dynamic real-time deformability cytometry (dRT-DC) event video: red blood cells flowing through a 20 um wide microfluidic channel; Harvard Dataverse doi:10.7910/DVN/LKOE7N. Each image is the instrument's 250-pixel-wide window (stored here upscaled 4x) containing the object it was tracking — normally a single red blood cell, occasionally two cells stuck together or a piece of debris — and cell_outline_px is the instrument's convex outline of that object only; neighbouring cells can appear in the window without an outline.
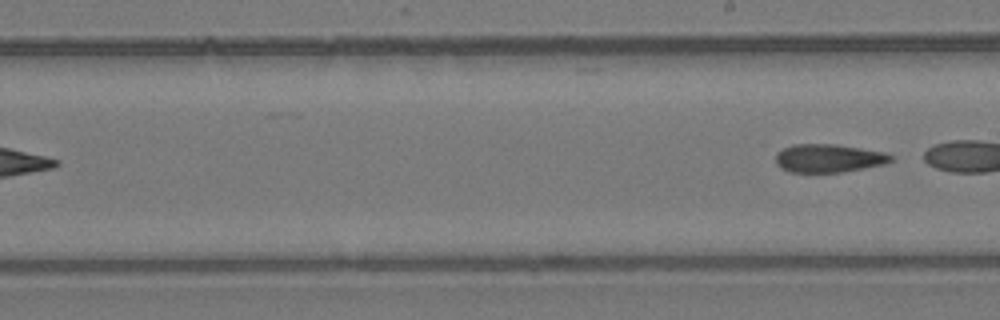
{"species": "common noctule bat (a hibernating species)", "species_latin": "Nyctalus noctula", "temperature_condition": "room temperature", "stored_images_in_passage": 6, "segment_of_instrument_passage": [2, 2], "camera_frame_rate_fps": 3000, "um_per_image_px": 0.085, "animal": {"sex": "female", "body_mass_g": 24.6, "forearm_length_mm": 56.2}, "frame": {"image": 1, "passage_image": 6, "time_ms": 1.667, "image_size_px": [1000, 320], "cell_outline_px": [[892, 160], [884, 164], [864, 168], [840, 172], [788, 172], [780, 168], [776, 164], [776, 152], [784, 148], [796, 144], [832, 144], [884, 152], [892, 156]], "centroid_in_image_um": [70.38, 13.46], "position_along_channel_um": 218.6, "area_um2": 18.79}}